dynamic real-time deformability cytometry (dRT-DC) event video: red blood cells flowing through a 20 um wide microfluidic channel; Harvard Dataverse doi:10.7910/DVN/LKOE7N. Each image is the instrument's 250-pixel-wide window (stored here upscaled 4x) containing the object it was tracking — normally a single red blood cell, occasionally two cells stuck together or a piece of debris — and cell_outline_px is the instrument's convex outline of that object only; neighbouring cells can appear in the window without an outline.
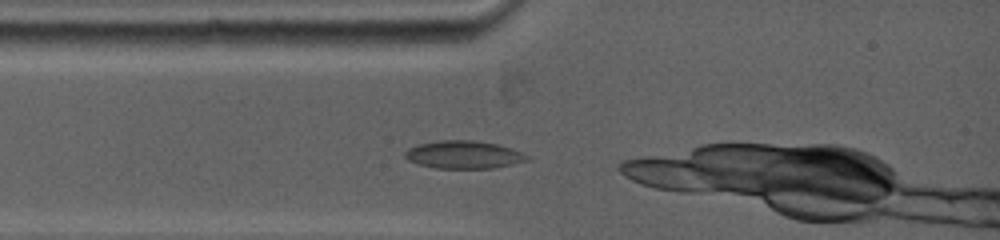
{"species": "common noctule bat (a hibernating species)", "species_latin": "Nyctalus noctula", "temperature_condition": "warm", "stored_images_in_passage": 5, "camera_frame_rate_fps": 5000, "um_per_image_px": 0.085, "animal": {"sex": "female", "body_mass_g": 19.0, "forearm_length_mm": 53.3}, "frame": {"image": 1, "passage_image": 2, "time_ms": 0.2, "image_size_px": [1000, 240], "cell_outline_px": [[528, 160], [496, 168], [436, 168], [420, 164], [408, 160], [404, 156], [404, 152], [408, 148], [420, 144], [440, 140], [468, 140], [496, 144], [520, 152], [528, 156]], "centroid_in_image_um": [39.38, 13.15], "position_along_channel_um": 45.6, "area_um2": 19.42}}